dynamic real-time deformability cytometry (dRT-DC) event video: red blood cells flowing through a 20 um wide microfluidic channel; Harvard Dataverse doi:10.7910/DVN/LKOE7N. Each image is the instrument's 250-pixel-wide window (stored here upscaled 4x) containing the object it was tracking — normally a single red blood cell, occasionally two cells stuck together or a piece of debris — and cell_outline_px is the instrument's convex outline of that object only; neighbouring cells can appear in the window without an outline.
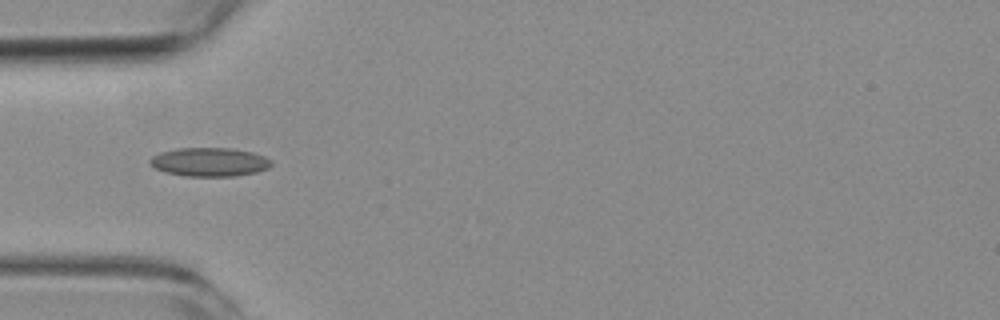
{"species": "common noctule bat (a hibernating species)", "species_latin": "Nyctalus noctula", "temperature_condition": "room temperature", "stored_images_in_passage": 6, "camera_frame_rate_fps": 3000, "um_per_image_px": 0.085, "animal": {"sex": "female", "body_mass_g": 19.3, "forearm_length_mm": 54.1}, "frame": {"image": 1, "passage_image": 4, "time_ms": 4.667, "image_size_px": [1000, 320], "cell_outline_px": [[272, 164], [268, 168], [256, 172], [236, 176], [184, 176], [164, 172], [156, 168], [148, 160], [152, 156], [160, 152], [180, 148], [232, 148], [252, 152], [264, 156], [272, 160]], "centroid_in_image_um": [17.82, 13.77], "position_along_channel_um": 67.2, "area_um2": 20.35}}
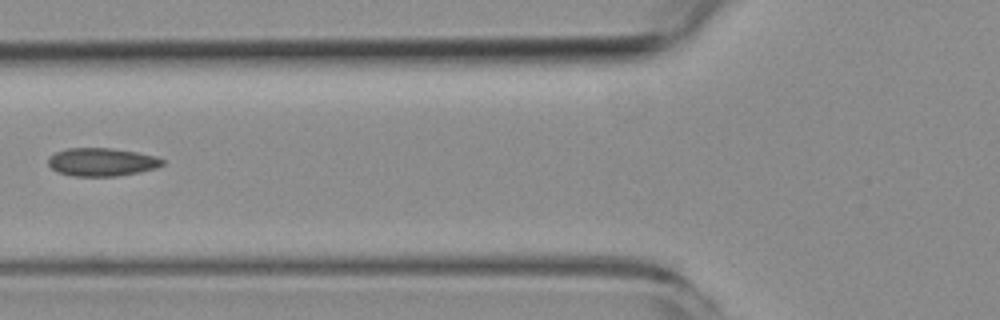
{"frame": {"image": 2, "passage_image": 5, "time_ms": 6.0, "image_size_px": [1000, 320], "cell_outline_px": [[164, 164], [156, 168], [140, 172], [116, 176], [72, 176], [56, 172], [48, 164], [48, 156], [56, 152], [68, 148], [112, 148], [136, 152], [156, 156], [164, 160]], "centroid_in_image_um": [8.64, 13.77], "position_along_channel_um": 117.2, "area_um2": 18.84}}
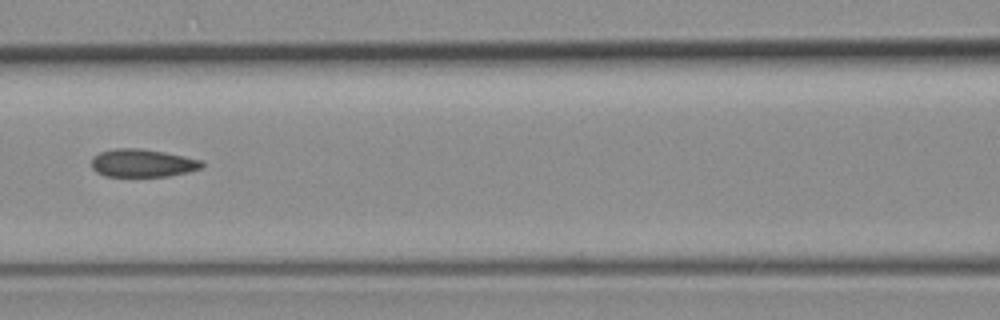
{"frame": {"image": 3, "passage_image": 6, "time_ms": 7.0, "image_size_px": [1000, 320], "cell_outline_px": [[204, 164], [200, 168], [188, 172], [168, 176], [104, 176], [96, 172], [92, 168], [92, 156], [100, 152], [116, 148], [140, 148], [164, 152], [204, 160]], "centroid_in_image_um": [12.11, 13.86], "position_along_channel_um": 154.5, "area_um2": 18.03}}